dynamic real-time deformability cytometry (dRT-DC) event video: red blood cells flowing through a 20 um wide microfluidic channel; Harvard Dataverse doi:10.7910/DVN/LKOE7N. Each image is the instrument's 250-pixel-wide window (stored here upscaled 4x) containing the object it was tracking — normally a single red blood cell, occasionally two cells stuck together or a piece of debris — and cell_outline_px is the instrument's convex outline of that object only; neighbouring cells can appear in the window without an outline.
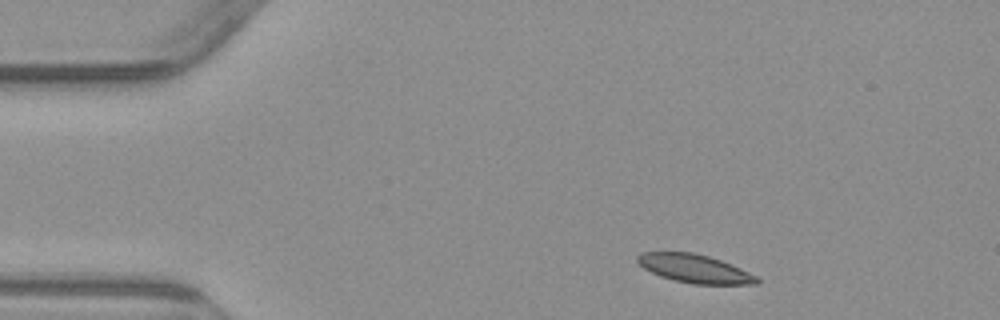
{"species": "common noctule bat (a hibernating species)", "species_latin": "Nyctalus noctula", "temperature_condition": "warm", "stored_images_in_passage": 3, "camera_frame_rate_fps": 3000, "um_per_image_px": 0.085, "animal": {"sex": "male", "body_mass_g": 23.1, "forearm_length_mm": 52.7}, "frame": {"image": 1, "passage_image": 1, "time_ms": 0.0, "image_size_px": [1000, 320], "cell_outline_px": [[760, 284], [692, 284], [660, 276], [644, 268], [636, 260], [636, 256], [640, 252], [692, 252], [708, 256], [732, 264], [756, 276], [760, 280]], "centroid_in_image_um": [59.04, 22.83], "position_along_channel_um": 26.0, "area_um2": 19.65}}